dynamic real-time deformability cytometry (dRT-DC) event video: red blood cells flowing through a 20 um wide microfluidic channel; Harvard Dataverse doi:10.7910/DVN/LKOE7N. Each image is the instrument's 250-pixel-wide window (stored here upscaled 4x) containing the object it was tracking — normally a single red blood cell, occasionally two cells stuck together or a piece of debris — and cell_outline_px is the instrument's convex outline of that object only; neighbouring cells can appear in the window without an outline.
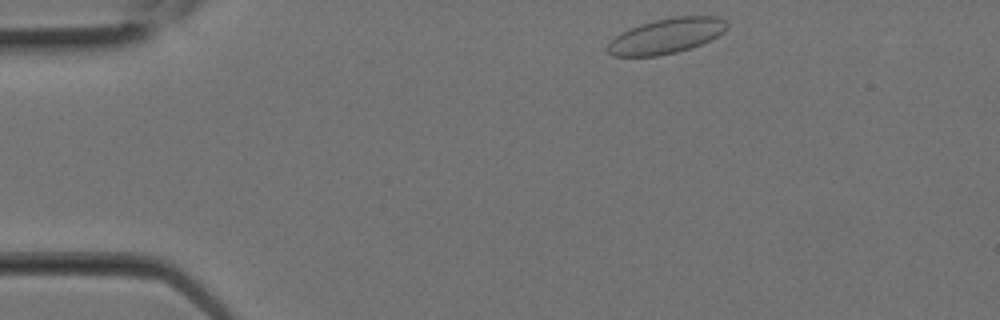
{"species": "Egyptian fruit bat (a non-hibernating species)", "species_latin": "Rousettus aegyptiacus", "temperature_condition": "room temperature", "stored_images_in_passage": 9, "camera_frame_rate_fps": 3000, "um_per_image_px": 0.085, "animal": {"sex": "female"}, "frame": {"image": 1, "passage_image": 1, "time_ms": 0.0, "image_size_px": [1000, 320], "cell_outline_px": [[728, 28], [724, 32], [692, 48], [676, 52], [656, 56], [612, 56], [608, 52], [608, 44], [616, 36], [640, 24], [656, 20], [676, 16], [716, 16], [724, 20], [728, 24]], "centroid_in_image_um": [56.67, 3.05], "position_along_channel_um": 28.3, "area_um2": 24.1}}
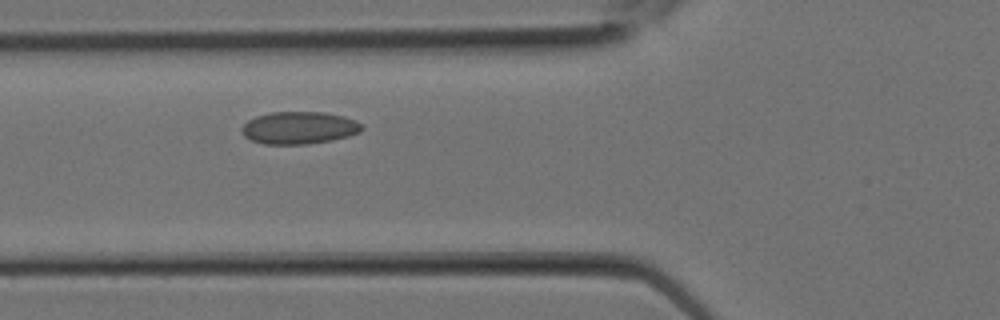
{"frame": {"image": 2, "passage_image": 6, "time_ms": 1.667, "image_size_px": [1000, 320], "cell_outline_px": [[364, 128], [360, 132], [348, 136], [332, 140], [308, 144], [264, 144], [252, 140], [244, 136], [240, 128], [248, 120], [256, 116], [272, 112], [324, 112], [344, 116], [356, 120]], "centroid_in_image_um": [25.43, 10.86], "position_along_channel_um": 100.4, "area_um2": 22.72}}
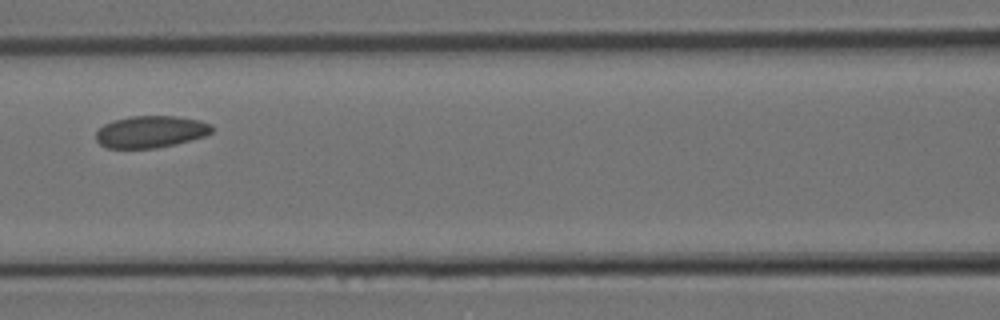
{"frame": {"image": 3, "passage_image": 8, "time_ms": 2.333, "image_size_px": [1000, 320], "cell_outline_px": [[212, 132], [204, 136], [176, 144], [156, 148], [108, 148], [100, 144], [96, 140], [96, 132], [104, 124], [112, 120], [132, 116], [176, 116], [200, 120], [212, 124]], "centroid_in_image_um": [12.81, 11.19], "position_along_channel_um": 153.8, "area_um2": 21.62}}